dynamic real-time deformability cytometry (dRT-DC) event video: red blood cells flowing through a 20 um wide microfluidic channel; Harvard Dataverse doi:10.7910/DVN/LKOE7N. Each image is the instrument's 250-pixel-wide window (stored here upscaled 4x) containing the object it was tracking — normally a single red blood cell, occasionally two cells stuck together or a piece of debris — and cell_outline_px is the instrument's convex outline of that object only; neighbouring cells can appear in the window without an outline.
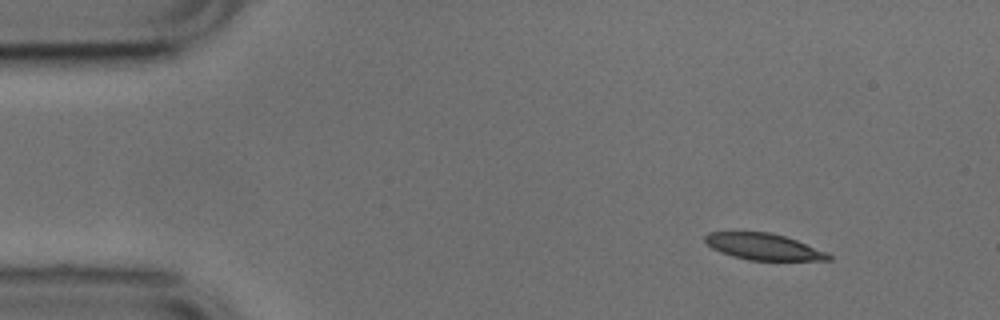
{"species": "common noctule bat (a hibernating species)", "species_latin": "Nyctalus noctula", "temperature_condition": "cold", "stored_images_in_passage": 18, "camera_frame_rate_fps": 3000, "um_per_image_px": 0.085, "animal": {"sex": "male", "body_mass_g": 17.9, "forearm_length_mm": 54.2}, "frame": {"image": 1, "passage_image": 1, "time_ms": 0.0, "image_size_px": [1000, 320], "cell_outline_px": [[832, 260], [748, 260], [732, 256], [720, 252], [712, 248], [704, 240], [704, 236], [708, 232], [768, 232], [784, 236], [796, 240], [828, 252], [832, 256]], "centroid_in_image_um": [64.9, 20.97], "position_along_channel_um": 20.1, "area_um2": 18.96}}
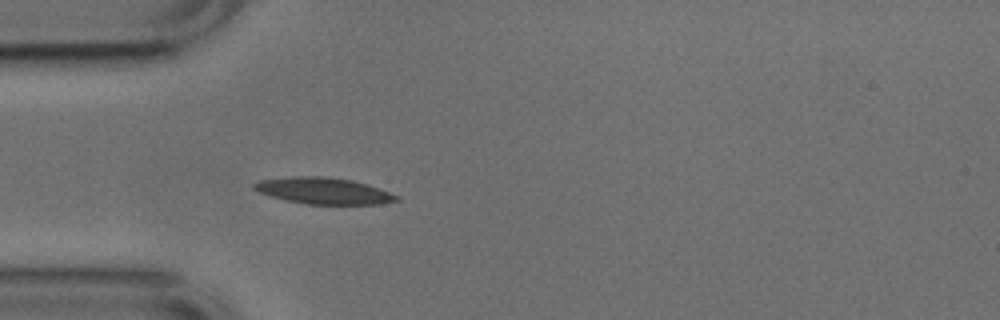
{"frame": {"image": 2, "passage_image": 10, "time_ms": 3.0, "image_size_px": [1000, 320], "cell_outline_px": [[400, 200], [380, 204], [308, 204], [284, 200], [260, 192], [252, 188], [252, 184], [260, 180], [292, 176], [324, 176], [352, 180], [368, 184], [400, 196]], "centroid_in_image_um": [27.52, 16.21], "position_along_channel_um": 57.5, "area_um2": 21.96}}